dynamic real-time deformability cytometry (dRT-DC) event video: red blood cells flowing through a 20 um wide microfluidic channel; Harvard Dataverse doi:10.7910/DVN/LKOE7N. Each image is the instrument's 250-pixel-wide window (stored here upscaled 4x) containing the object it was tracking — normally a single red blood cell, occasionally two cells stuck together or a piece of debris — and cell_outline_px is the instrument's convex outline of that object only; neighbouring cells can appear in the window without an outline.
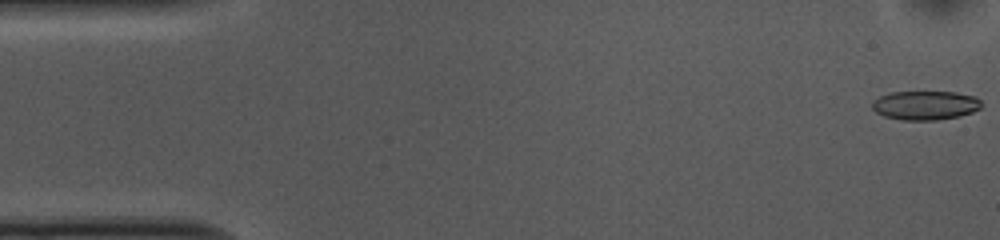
{"species": "common noctule bat (a hibernating species)", "species_latin": "Nyctalus noctula", "temperature_condition": "cold", "stored_images_in_passage": 53, "camera_frame_rate_fps": 3000, "um_per_image_px": 0.085, "animal": {"sex": "female", "body_mass_g": 10.0, "forearm_length_mm": 53.1}, "frame": {"image": 1, "passage_image": 1, "time_ms": 0.0, "image_size_px": [1000, 240], "cell_outline_px": [[980, 108], [972, 112], [960, 116], [936, 120], [900, 120], [884, 116], [876, 112], [872, 108], [872, 100], [880, 96], [892, 92], [956, 92], [976, 96], [980, 100]], "centroid_in_image_um": [78.63, 8.95], "position_along_channel_um": 6.4, "area_um2": 18.55}}
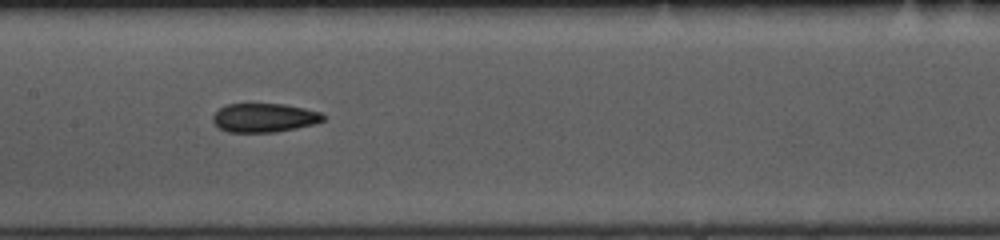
{"frame": {"image": 2, "passage_image": 25, "time_ms": 8.0, "image_size_px": [1000, 240], "cell_outline_px": [[324, 120], [316, 124], [296, 128], [272, 132], [228, 132], [220, 128], [212, 120], [212, 116], [220, 108], [228, 104], [284, 104], [304, 108], [320, 112], [324, 116]], "centroid_in_image_um": [22.47, 10.01], "position_along_channel_um": 184.9, "area_um2": 18.44}}
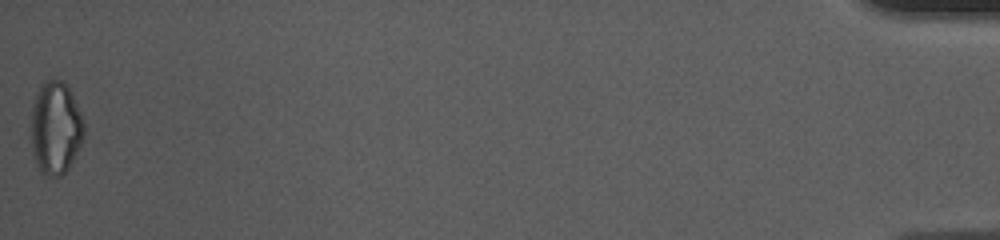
{"frame": {"image": 3, "passage_image": 53, "time_ms": 17.333, "image_size_px": [1000, 240], "cell_outline_px": [[84, 136], [68, 168], [60, 176], [48, 176], [36, 164], [32, 152], [32, 104], [40, 84], [44, 80], [60, 80], [68, 84], [84, 120]], "centroid_in_image_um": [4.73, 10.82], "position_along_channel_um": 430.5, "area_um2": 28.5}, "authors_computed_cell_mechanics": {"area_um2": 19.4786, "velocity_mm_per_s": 3.7236, "shape_relaxation_time_tau1_ms": 6.4584, "shape_relaxation_time_tau2_ms": 4.2587, "deformation_change_tau1": 0.1545, "deformation_change_tau2": 0.1324}}